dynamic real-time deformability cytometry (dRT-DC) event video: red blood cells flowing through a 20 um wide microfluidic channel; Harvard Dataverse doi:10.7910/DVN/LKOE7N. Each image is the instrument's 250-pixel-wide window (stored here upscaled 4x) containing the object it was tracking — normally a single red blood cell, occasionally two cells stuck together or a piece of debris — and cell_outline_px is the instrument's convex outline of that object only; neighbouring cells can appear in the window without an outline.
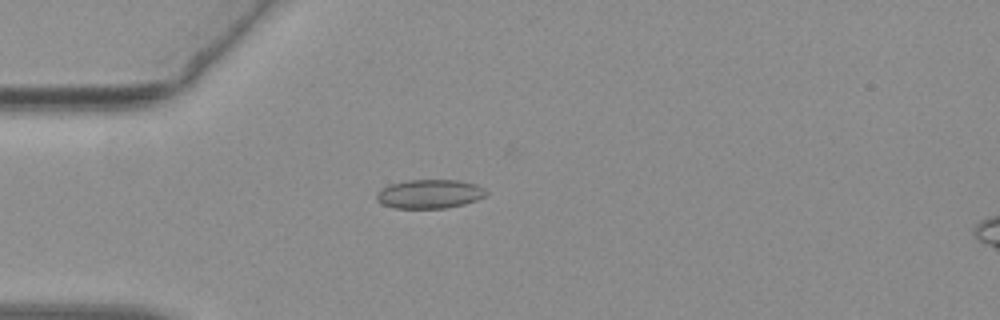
{"species": "common noctule bat (a hibernating species)", "species_latin": "Nyctalus noctula", "temperature_condition": "warm", "stored_images_in_passage": 42, "camera_frame_rate_fps": 3000, "um_per_image_px": 0.085, "animal": {"sex": "female", "body_mass_g": 19.3, "forearm_length_mm": 54.1}, "frame": {"image": 1, "passage_image": 3, "time_ms": 0.667, "image_size_px": [1000, 320], "cell_outline_px": [[488, 192], [484, 196], [476, 200], [464, 204], [444, 208], [396, 208], [384, 204], [376, 200], [376, 192], [388, 184], [408, 180], [460, 180], [476, 184], [484, 188]], "centroid_in_image_um": [36.51, 16.47], "position_along_channel_um": 48.5, "area_um2": 18.5}}
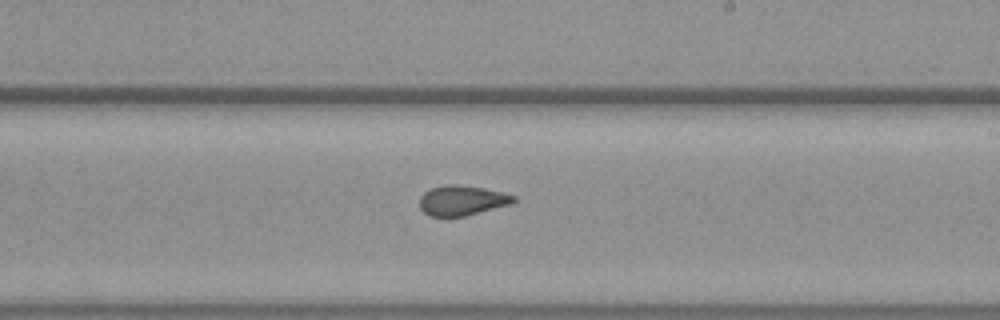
{"frame": {"image": 2, "passage_image": 20, "time_ms": 6.333, "image_size_px": [1000, 320], "cell_outline_px": [[516, 200], [508, 204], [464, 216], [428, 216], [420, 208], [420, 196], [424, 192], [432, 188], [444, 184], [452, 184], [484, 188], [516, 196]], "centroid_in_image_um": [39.21, 17.03], "position_along_channel_um": 249.8, "area_um2": 16.13}}
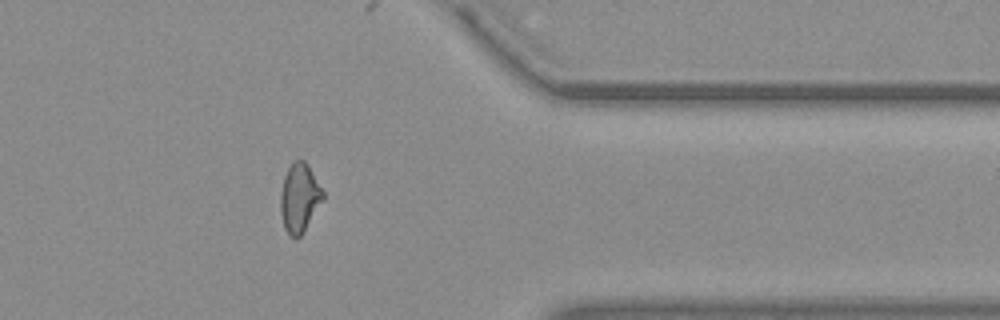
{"frame": {"image": 3, "passage_image": 32, "time_ms": 10.333, "image_size_px": [1000, 320], "cell_outline_px": [[324, 200], [304, 232], [296, 240], [288, 236], [284, 228], [280, 212], [280, 196], [284, 176], [292, 160], [304, 160], [308, 164], [324, 192]], "centroid_in_image_um": [25.46, 16.85], "position_along_channel_um": 385.9, "area_um2": 17.46}, "authors_computed_cell_mechanics": {"area_um2": 17.0221, "velocity_mm_per_s": 3.7922, "shape_relaxation_time_tau1_ms": null, "shape_relaxation_time_tau2_ms": 1.3141, "deformation_change_tau1": null, "deformation_change_tau2": 0.082}}